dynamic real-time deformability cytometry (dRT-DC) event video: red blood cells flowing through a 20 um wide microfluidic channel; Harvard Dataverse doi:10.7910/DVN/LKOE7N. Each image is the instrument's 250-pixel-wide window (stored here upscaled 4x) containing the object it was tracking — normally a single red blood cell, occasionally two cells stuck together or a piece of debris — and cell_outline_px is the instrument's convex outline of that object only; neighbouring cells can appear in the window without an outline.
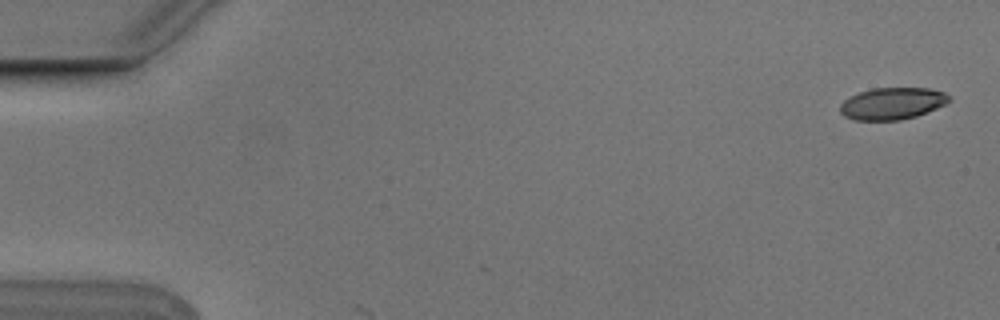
{"species": "Egyptian fruit bat (a non-hibernating species)", "species_latin": "Rousettus aegyptiacus", "temperature_condition": "cold", "stored_images_in_passage": 5, "camera_frame_rate_fps": 3000, "um_per_image_px": 0.085, "animal": {"sex": "male"}, "frame": {"image": 1, "passage_image": 1, "time_ms": 0.0, "image_size_px": [1000, 320], "cell_outline_px": [[952, 100], [936, 108], [916, 116], [900, 120], [852, 120], [844, 116], [840, 112], [840, 104], [844, 100], [860, 92], [872, 88], [928, 88], [944, 92]], "centroid_in_image_um": [75.82, 8.8], "position_along_channel_um": 9.2, "area_um2": 20.17}}
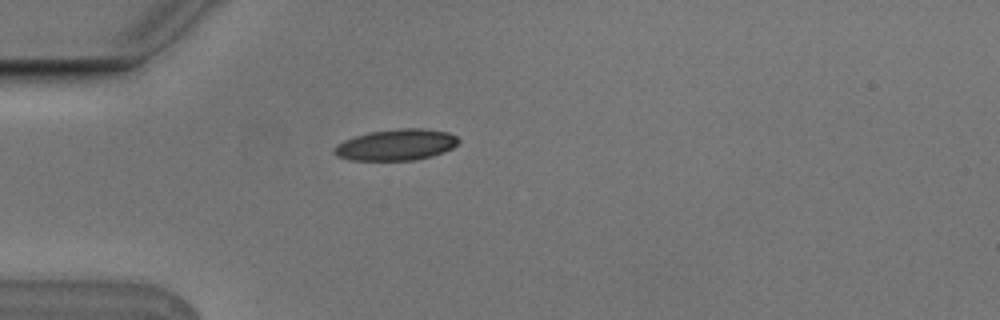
{"frame": {"image": 2, "passage_image": 4, "time_ms": 1.0, "image_size_px": [1000, 320], "cell_outline_px": [[460, 140], [452, 148], [444, 152], [432, 156], [412, 160], [352, 160], [336, 156], [332, 152], [332, 148], [336, 144], [344, 140], [368, 132], [400, 128], [424, 128], [448, 132], [456, 136]], "centroid_in_image_um": [33.65, 12.3], "position_along_channel_um": 51.3, "area_um2": 22.72}}